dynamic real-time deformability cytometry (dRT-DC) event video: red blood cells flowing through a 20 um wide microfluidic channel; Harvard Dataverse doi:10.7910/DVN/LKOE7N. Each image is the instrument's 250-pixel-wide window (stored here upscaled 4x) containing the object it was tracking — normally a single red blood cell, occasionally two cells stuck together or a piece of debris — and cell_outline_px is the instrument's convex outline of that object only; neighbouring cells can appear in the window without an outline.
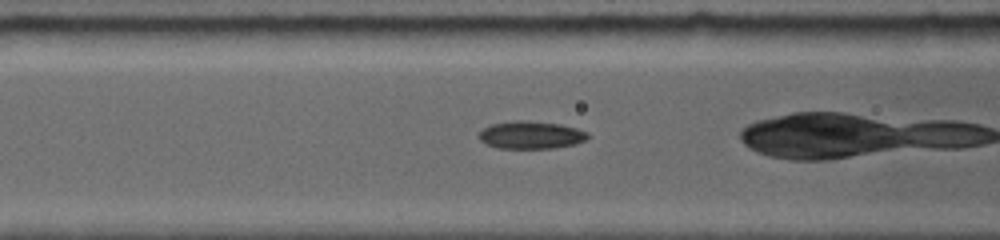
{"species": "common noctule bat (a hibernating species)", "species_latin": "Nyctalus noctula", "temperature_condition": "room temperature", "stored_images_in_passage": 42, "camera_frame_rate_fps": 5000, "um_per_image_px": 0.085, "animal": {"sex": "female", "body_mass_g": 19.0, "forearm_length_mm": 56.7}, "frame": {"image": 1, "passage_image": 5, "time_ms": 1.4, "image_size_px": [1000, 240], "cell_outline_px": [[588, 136], [584, 140], [572, 144], [548, 148], [500, 148], [488, 144], [480, 140], [480, 132], [484, 128], [492, 124], [520, 120], [560, 124], [584, 132]], "centroid_in_image_um": [45.07, 11.47], "position_along_channel_um": 121.5, "area_um2": 16.76}}
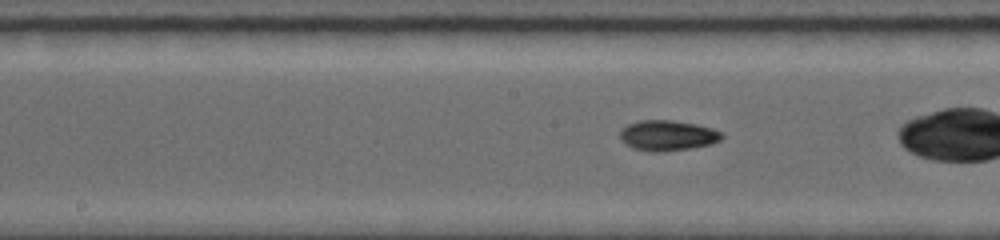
{"frame": {"image": 2, "passage_image": 15, "time_ms": 3.2, "image_size_px": [1000, 240], "cell_outline_px": [[724, 136], [720, 140], [708, 144], [688, 148], [636, 148], [628, 144], [620, 136], [620, 132], [628, 124], [640, 120], [672, 120], [696, 124], [712, 128], [720, 132]], "centroid_in_image_um": [56.8, 11.43], "position_along_channel_um": 191.4, "area_um2": 16.7}}
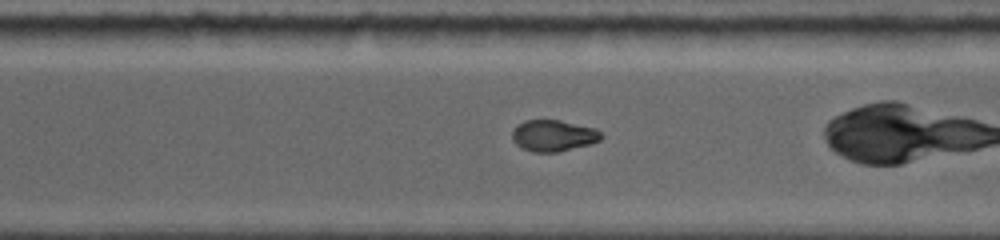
{"frame": {"image": 3, "passage_image": 30, "time_ms": 6.6, "image_size_px": [1000, 240], "cell_outline_px": [[604, 136], [600, 140], [588, 144], [556, 152], [532, 152], [516, 144], [512, 140], [512, 128], [516, 124], [524, 120], [560, 120], [596, 128]], "centroid_in_image_um": [47.0, 11.51], "position_along_channel_um": 323.6, "area_um2": 16.3}}